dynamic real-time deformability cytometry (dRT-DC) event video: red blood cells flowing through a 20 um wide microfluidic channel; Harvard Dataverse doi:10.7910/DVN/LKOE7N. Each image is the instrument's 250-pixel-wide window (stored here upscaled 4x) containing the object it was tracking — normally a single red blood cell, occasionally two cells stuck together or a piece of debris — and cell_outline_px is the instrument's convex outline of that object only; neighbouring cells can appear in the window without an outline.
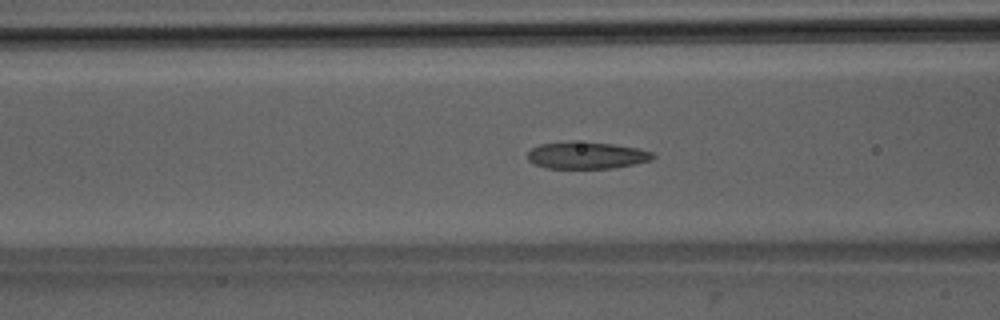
{"species": "Egyptian fruit bat (a non-hibernating species)", "species_latin": "Rousettus aegyptiacus", "temperature_condition": "room temperature", "stored_images_in_passage": 38, "camera_frame_rate_fps": 3000, "um_per_image_px": 0.085, "animal": {"sex": "male"}, "frame": {"image": 1, "passage_image": 7, "time_ms": 2.0, "image_size_px": [1000, 320], "cell_outline_px": [[656, 156], [652, 160], [616, 168], [544, 168], [528, 160], [528, 152], [532, 148], [540, 144], [572, 140], [612, 144], [640, 148], [652, 152]], "centroid_in_image_um": [49.88, 13.19], "position_along_channel_um": 116.7, "area_um2": 19.94}}
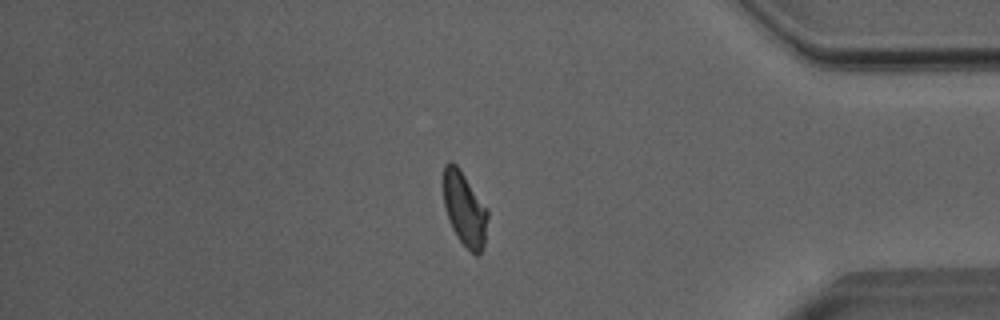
{"frame": {"image": 2, "passage_image": 30, "time_ms": 9.667, "image_size_px": [1000, 320], "cell_outline_px": [[488, 216], [484, 248], [476, 256], [456, 236], [452, 228], [444, 204], [444, 164], [448, 160], [452, 160], [460, 168], [488, 208]], "centroid_in_image_um": [39.51, 17.72], "position_along_channel_um": 395.7, "area_um2": 19.19}}
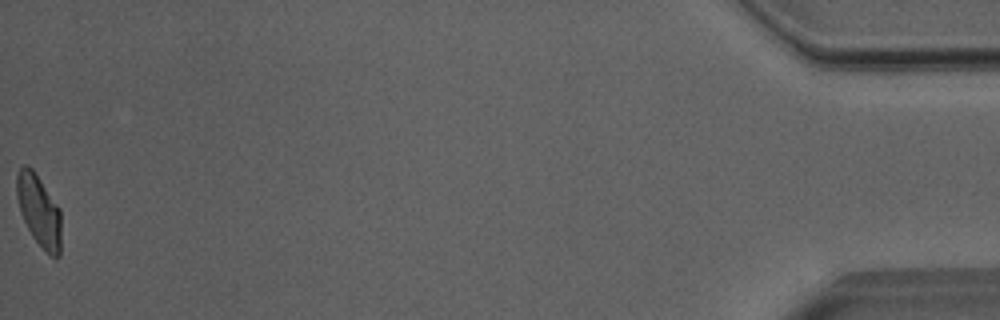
{"frame": {"image": 3, "passage_image": 38, "time_ms": 12.333, "image_size_px": [1000, 320], "cell_outline_px": [[60, 256], [56, 260], [32, 236], [20, 212], [16, 196], [16, 176], [20, 168], [24, 164], [28, 164], [32, 168], [60, 208]], "centroid_in_image_um": [3.3, 17.87], "position_along_channel_um": 431.9, "area_um2": 18.44}, "authors_computed_cell_mechanics": {"area_um2": 19.3919, "velocity_mm_per_s": 4.0184, "shape_relaxation_time_tau1_ms": 4.7568, "shape_relaxation_time_tau2_ms": 1.6709, "deformation_change_tau1": 0.1622, "deformation_change_tau2": 0.0954}}